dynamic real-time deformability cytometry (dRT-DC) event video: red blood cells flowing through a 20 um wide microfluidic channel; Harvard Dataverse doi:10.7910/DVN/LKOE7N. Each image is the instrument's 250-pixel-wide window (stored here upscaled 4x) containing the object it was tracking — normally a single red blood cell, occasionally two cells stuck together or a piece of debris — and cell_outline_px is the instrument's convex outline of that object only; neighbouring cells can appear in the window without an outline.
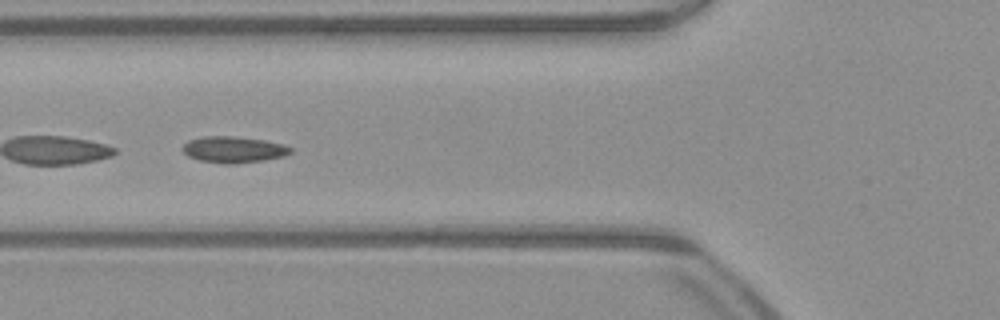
{"species": "common noctule bat (a hibernating species)", "species_latin": "Nyctalus noctula", "temperature_condition": "warm", "stored_images_in_passage": 49, "camera_frame_rate_fps": 3000, "um_per_image_px": 0.085, "animal": {"sex": "male", "body_mass_g": 23.1, "forearm_length_mm": 52.7}, "frame": {"image": 1, "passage_image": 18, "time_ms": 5.667, "image_size_px": [1000, 320], "cell_outline_px": [[292, 152], [284, 156], [264, 160], [236, 164], [224, 164], [200, 160], [188, 156], [180, 148], [188, 140], [204, 136], [232, 136], [264, 140], [284, 144], [292, 148]], "centroid_in_image_um": [19.85, 12.71], "position_along_channel_um": 106.0, "area_um2": 16.65}, "authors_computed_cell_mechanics": {"area_um2": 16.3574, "velocity_mm_per_s": 4.0117, "shape_relaxation_time_tau1_ms": 8.3558, "shape_relaxation_time_tau2_ms": null, "deformation_change_tau1": 0.1311, "deformation_change_tau2": null}}